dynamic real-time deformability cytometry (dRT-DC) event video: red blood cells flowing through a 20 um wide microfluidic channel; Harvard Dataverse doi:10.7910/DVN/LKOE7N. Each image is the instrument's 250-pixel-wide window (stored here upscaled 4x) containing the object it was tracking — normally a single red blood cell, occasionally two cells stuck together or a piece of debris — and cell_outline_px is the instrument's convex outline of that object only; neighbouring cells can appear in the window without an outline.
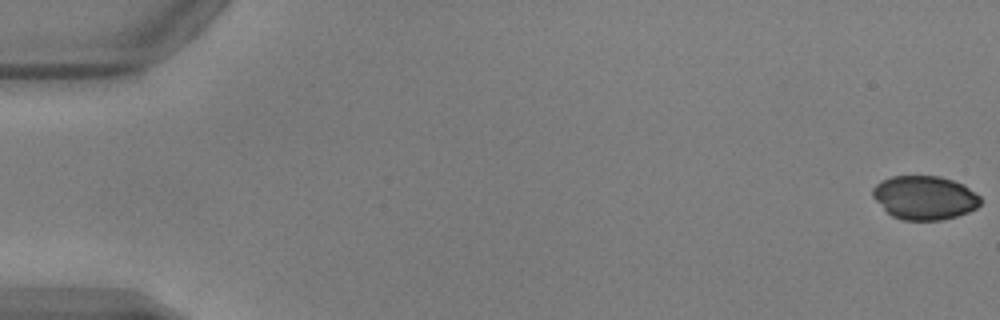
{"species": "common noctule bat (a hibernating species)", "species_latin": "Nyctalus noctula", "temperature_condition": "warm", "stored_images_in_passage": 53, "camera_frame_rate_fps": 3000, "um_per_image_px": 0.085, "animal": {"sex": "male", "body_mass_g": 17.9, "forearm_length_mm": 54.2}, "frame": {"image": 1, "passage_image": 1, "time_ms": 0.0, "image_size_px": [1000, 320], "cell_outline_px": [[984, 200], [976, 208], [968, 212], [956, 216], [940, 220], [900, 220], [892, 216], [872, 196], [872, 188], [876, 184], [892, 176], [940, 176], [964, 184], [980, 196]], "centroid_in_image_um": [78.62, 16.8], "position_along_channel_um": 6.4, "area_um2": 27.51}}
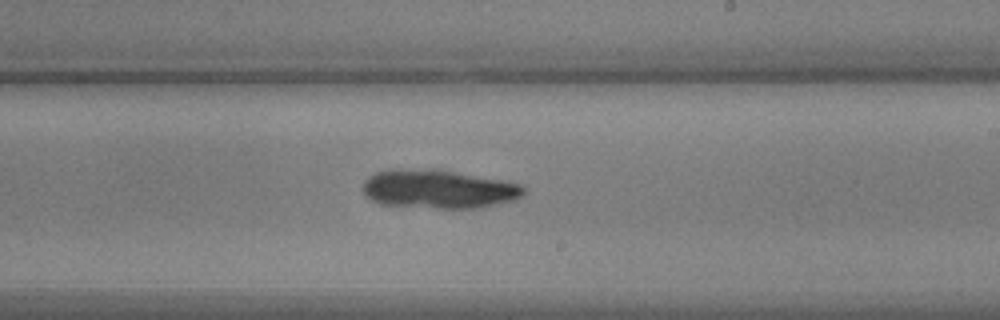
{"frame": {"image": 2, "passage_image": 32, "time_ms": 10.333, "image_size_px": [1000, 320], "cell_outline_px": [[524, 192], [516, 200], [480, 208], [436, 208], [380, 204], [372, 200], [360, 188], [364, 180], [368, 176], [376, 172], [392, 168], [440, 168], [508, 180], [524, 184]], "centroid_in_image_um": [37.3, 16.04], "position_along_channel_um": 251.7, "area_um2": 37.4}}
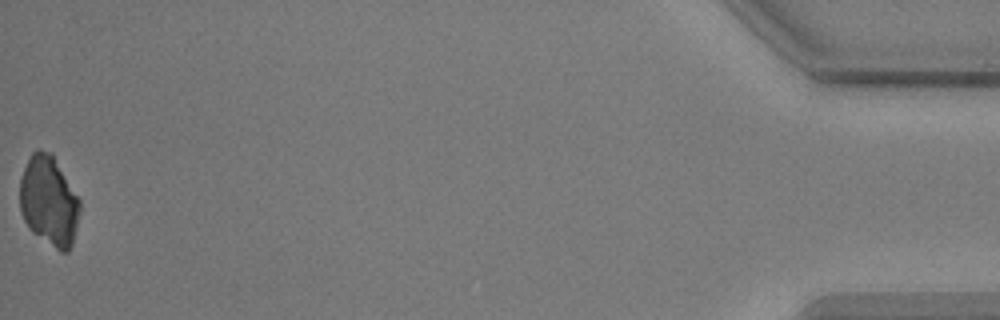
{"frame": {"image": 3, "passage_image": 53, "time_ms": 17.333, "image_size_px": [1000, 320], "cell_outline_px": [[80, 212], [72, 244], [68, 252], [60, 252], [32, 232], [28, 228], [20, 212], [20, 180], [24, 168], [32, 152], [40, 148], [52, 152], [80, 200]], "centroid_in_image_um": [4.16, 17.08], "position_along_channel_um": 431.0, "area_um2": 31.67}}